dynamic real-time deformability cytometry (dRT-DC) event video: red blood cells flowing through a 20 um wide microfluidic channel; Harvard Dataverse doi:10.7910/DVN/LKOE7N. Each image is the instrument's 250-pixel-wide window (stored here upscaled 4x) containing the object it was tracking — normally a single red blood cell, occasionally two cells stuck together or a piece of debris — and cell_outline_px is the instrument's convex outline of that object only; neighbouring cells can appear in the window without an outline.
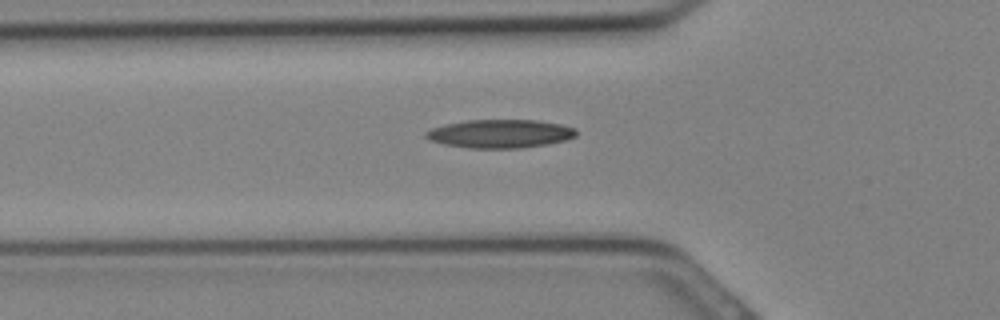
{"species": "Egyptian fruit bat (a non-hibernating species)", "species_latin": "Rousettus aegyptiacus", "temperature_condition": "cold", "stored_images_in_passage": 15, "camera_frame_rate_fps": 3000, "um_per_image_px": 0.085, "animal": {"sex": "female"}, "frame": {"image": 1, "passage_image": 3, "time_ms": 0.667, "image_size_px": [1000, 320], "cell_outline_px": [[576, 136], [564, 140], [544, 144], [520, 148], [472, 148], [444, 144], [428, 140], [424, 136], [424, 132], [432, 128], [444, 124], [468, 120], [536, 120], [560, 124], [576, 128]], "centroid_in_image_um": [42.46, 11.36], "position_along_channel_um": 83.3, "area_um2": 24.8}}
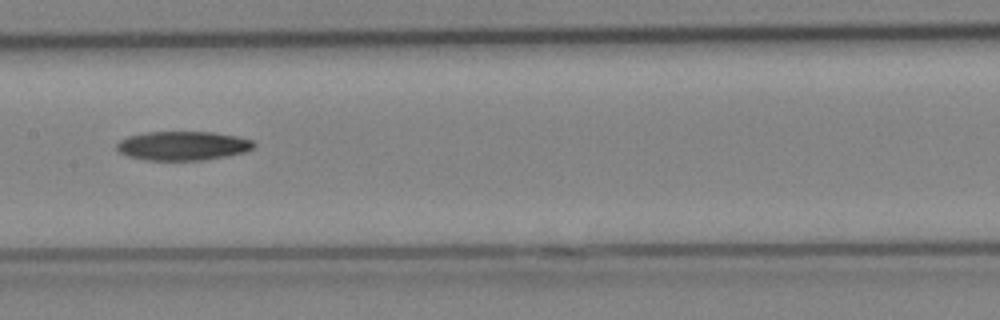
{"frame": {"image": 2, "passage_image": 8, "time_ms": 2.333, "image_size_px": [1000, 320], "cell_outline_px": [[256, 144], [252, 148], [244, 152], [224, 156], [200, 160], [144, 160], [128, 156], [120, 152], [116, 148], [116, 144], [120, 140], [128, 136], [148, 132], [212, 132], [236, 136], [252, 140]], "centroid_in_image_um": [15.51, 12.39], "position_along_channel_um": 191.9, "area_um2": 23.0}}
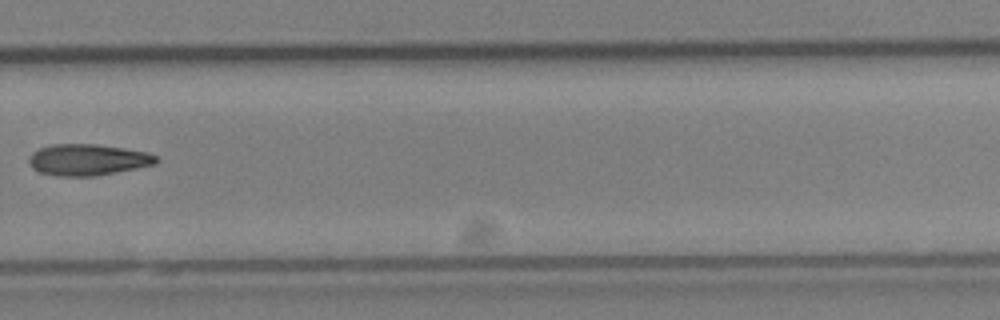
{"frame": {"image": 3, "passage_image": 14, "time_ms": 4.333, "image_size_px": [1000, 320], "cell_outline_px": [[160, 160], [156, 164], [96, 176], [56, 176], [40, 172], [32, 168], [28, 160], [28, 156], [32, 152], [40, 148], [52, 144], [96, 144], [144, 152], [156, 156]], "centroid_in_image_um": [7.42, 13.58], "position_along_channel_um": 322.4, "area_um2": 23.12}}